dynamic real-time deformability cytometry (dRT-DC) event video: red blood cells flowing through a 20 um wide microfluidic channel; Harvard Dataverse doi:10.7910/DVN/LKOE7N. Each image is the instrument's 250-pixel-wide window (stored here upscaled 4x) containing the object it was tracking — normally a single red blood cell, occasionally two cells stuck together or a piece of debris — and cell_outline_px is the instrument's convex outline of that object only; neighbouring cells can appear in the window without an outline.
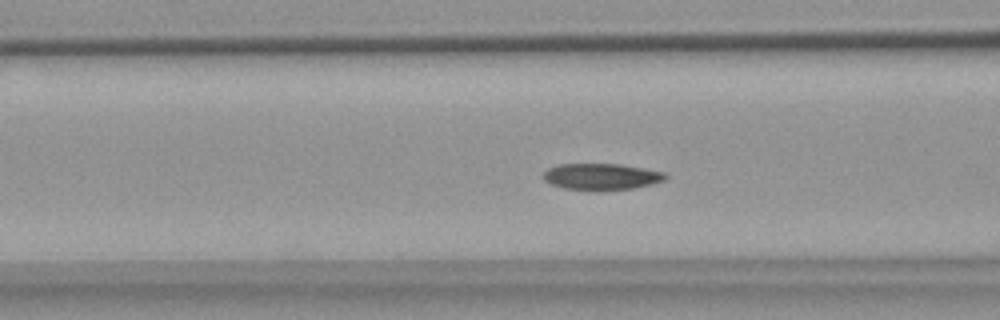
{"species": "common noctule bat (a hibernating species)", "species_latin": "Nyctalus noctula", "temperature_condition": "warm", "stored_images_in_passage": 39, "camera_frame_rate_fps": 3000, "um_per_image_px": 0.085, "animal": {"sex": "female", "body_mass_g": 18.4}, "frame": {"image": 1, "passage_image": 5, "time_ms": 1.333, "image_size_px": [1000, 320], "cell_outline_px": [[668, 176], [664, 180], [652, 184], [636, 188], [600, 192], [596, 192], [564, 188], [552, 184], [544, 180], [544, 172], [548, 168], [556, 164], [620, 164], [644, 168], [664, 172]], "centroid_in_image_um": [51.13, 15.03], "position_along_channel_um": 115.5, "area_um2": 19.25}}
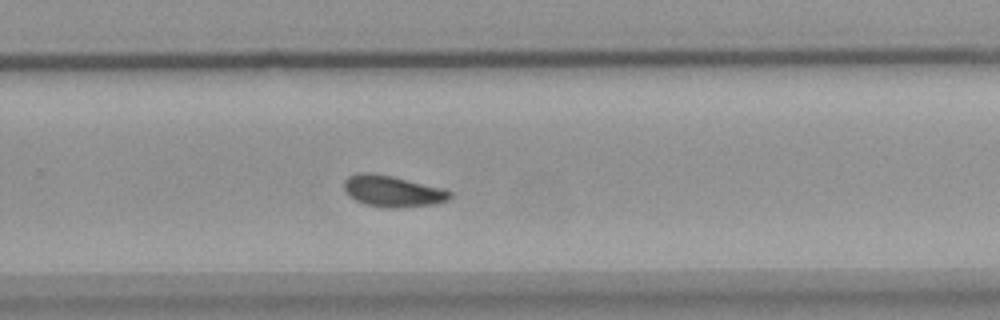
{"frame": {"image": 2, "passage_image": 20, "time_ms": 6.333, "image_size_px": [1000, 320], "cell_outline_px": [[452, 196], [448, 200], [436, 204], [396, 208], [388, 208], [364, 204], [348, 196], [344, 188], [344, 180], [348, 176], [360, 172], [372, 172], [392, 176], [444, 188], [452, 192]], "centroid_in_image_um": [33.37, 16.25], "position_along_channel_um": 296.4, "area_um2": 19.54}}
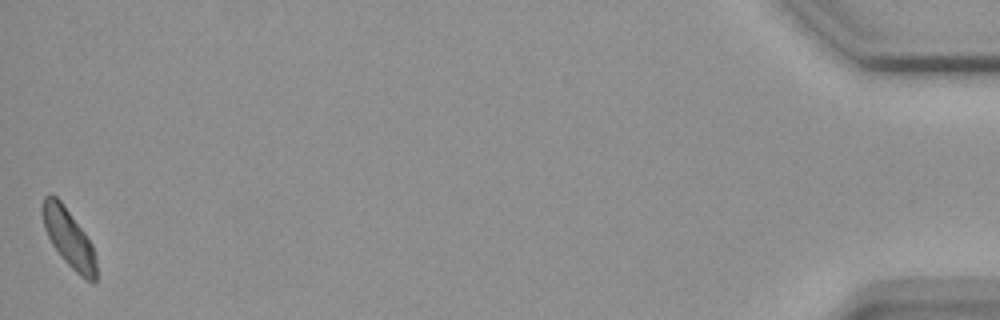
{"frame": {"image": 3, "passage_image": 39, "time_ms": 12.667, "image_size_px": [1000, 320], "cell_outline_px": [[96, 284], [92, 284], [84, 280], [64, 260], [52, 244], [44, 228], [40, 212], [40, 204], [44, 196], [48, 192], [52, 192], [60, 200], [84, 232], [92, 244], [96, 256]], "centroid_in_image_um": [5.82, 20.21], "position_along_channel_um": 429.4, "area_um2": 18.67}, "authors_computed_cell_mechanics": {"area_um2": 18.9584, "velocity_mm_per_s": 3.6352, "shape_relaxation_time_tau1_ms": 4.1874, "shape_relaxation_time_tau2_ms": null, "deformation_change_tau1": 0.1071, "deformation_change_tau2": null}}